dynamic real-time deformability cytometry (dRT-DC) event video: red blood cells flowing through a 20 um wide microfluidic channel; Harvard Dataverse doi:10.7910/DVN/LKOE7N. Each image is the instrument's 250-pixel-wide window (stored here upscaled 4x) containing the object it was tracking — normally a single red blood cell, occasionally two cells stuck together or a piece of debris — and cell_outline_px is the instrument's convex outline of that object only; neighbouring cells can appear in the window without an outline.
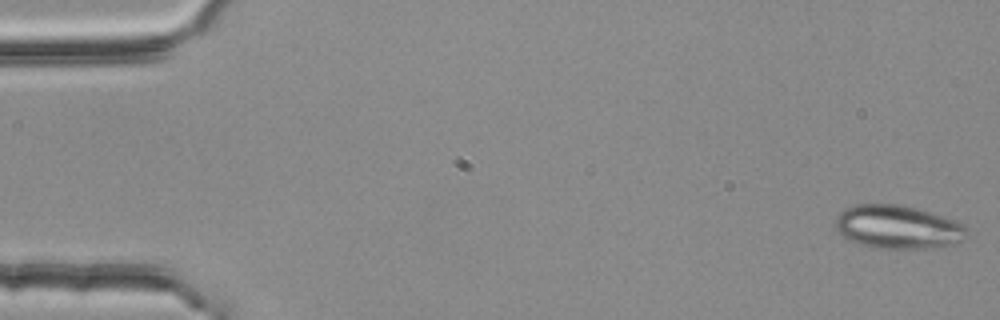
{"species": "common noctule bat (a hibernating species)", "species_latin": "Nyctalus noctula", "temperature_condition": "room temperature", "stored_images_in_passage": 55, "segment_of_instrument_passage": [1, 2], "camera_frame_rate_fps": 3000, "um_per_image_px": 0.085, "animal": {"sex": "female", "body_mass_g": 25.1}, "frame": {"image": 1, "passage_image": 1, "time_ms": 0.0, "image_size_px": [1000, 320], "cell_outline_px": [[968, 232], [964, 240], [952, 244], [924, 248], [876, 248], [860, 244], [844, 236], [836, 228], [836, 216], [844, 208], [856, 204], [904, 204], [956, 220], [964, 224], [968, 228]], "centroid_in_image_um": [76.34, 19.27], "position_along_channel_um": 8.7, "area_um2": 33.29}}
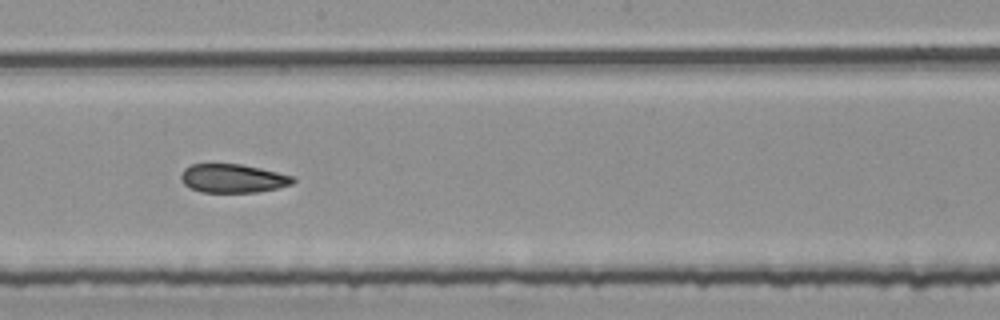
{"frame": {"image": 2, "passage_image": 30, "time_ms": 9.667, "image_size_px": [1000, 320], "cell_outline_px": [[296, 180], [292, 184], [276, 188], [256, 192], [200, 192], [188, 188], [180, 180], [180, 172], [184, 168], [192, 164], [240, 164], [260, 168], [292, 176]], "centroid_in_image_um": [19.73, 15.16], "position_along_channel_um": 228.5, "area_um2": 18.73}}
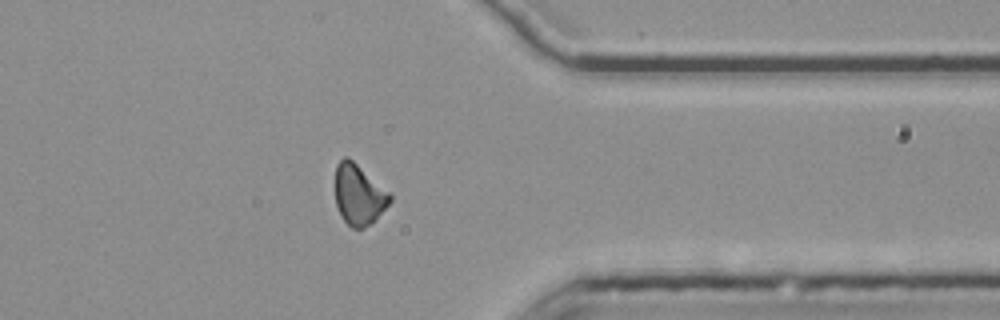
{"frame": {"image": 3, "passage_image": 43, "time_ms": 14.0, "image_size_px": [1000, 320], "cell_outline_px": [[392, 200], [364, 228], [352, 228], [340, 216], [336, 204], [336, 164], [344, 156], [348, 156], [392, 192]], "centroid_in_image_um": [30.5, 16.49], "position_along_channel_um": 380.9, "area_um2": 19.31}}